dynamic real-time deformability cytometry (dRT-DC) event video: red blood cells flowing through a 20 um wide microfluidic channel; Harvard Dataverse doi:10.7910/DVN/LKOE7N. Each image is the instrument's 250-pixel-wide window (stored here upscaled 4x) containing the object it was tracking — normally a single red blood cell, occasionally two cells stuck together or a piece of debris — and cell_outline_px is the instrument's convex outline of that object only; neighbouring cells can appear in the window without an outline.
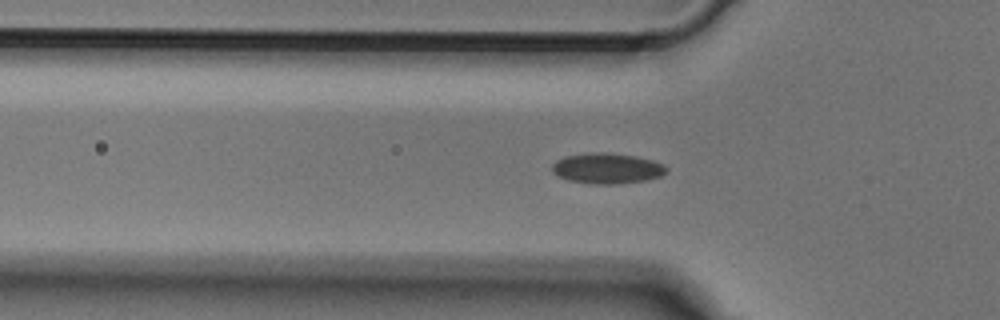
{"species": "Egyptian fruit bat (a non-hibernating species)", "species_latin": "Rousettus aegyptiacus", "temperature_condition": "cold", "stored_images_in_passage": 37, "camera_frame_rate_fps": 3000, "um_per_image_px": 0.085, "animal": {"sex": "male"}, "frame": {"image": 1, "passage_image": 2, "time_ms": 0.333, "image_size_px": [1000, 320], "cell_outline_px": [[668, 172], [660, 176], [644, 180], [616, 184], [592, 184], [568, 180], [552, 172], [552, 164], [556, 160], [564, 156], [588, 152], [608, 152], [636, 156], [652, 160], [664, 164], [668, 168]], "centroid_in_image_um": [51.6, 14.3], "position_along_channel_um": 74.2, "area_um2": 20.52}}
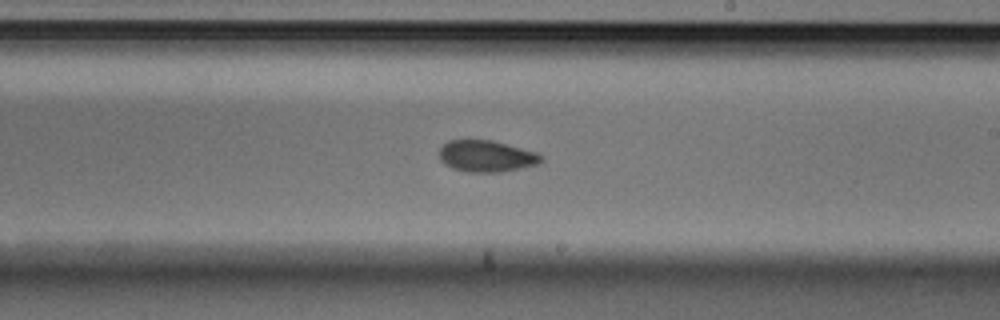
{"frame": {"image": 2, "passage_image": 15, "time_ms": 4.667, "image_size_px": [1000, 320], "cell_outline_px": [[544, 160], [536, 164], [520, 168], [500, 172], [464, 172], [452, 168], [444, 164], [440, 160], [440, 148], [448, 140], [492, 140], [536, 152], [544, 156]], "centroid_in_image_um": [41.33, 13.28], "position_along_channel_um": 247.7, "area_um2": 18.73}}
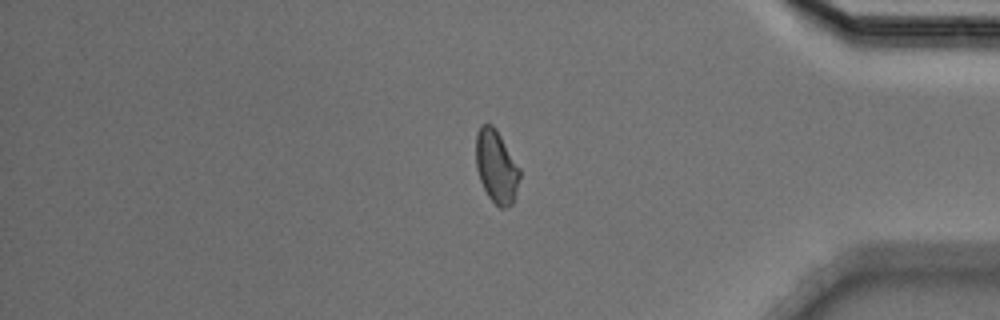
{"frame": {"image": 3, "passage_image": 28, "time_ms": 9.0, "image_size_px": [1000, 320], "cell_outline_px": [[520, 176], [516, 192], [512, 204], [504, 208], [500, 208], [488, 196], [480, 180], [476, 168], [476, 136], [480, 124], [492, 124], [496, 128], [520, 168]], "centroid_in_image_um": [42.18, 14.14], "position_along_channel_um": 393.0, "area_um2": 18.55}}